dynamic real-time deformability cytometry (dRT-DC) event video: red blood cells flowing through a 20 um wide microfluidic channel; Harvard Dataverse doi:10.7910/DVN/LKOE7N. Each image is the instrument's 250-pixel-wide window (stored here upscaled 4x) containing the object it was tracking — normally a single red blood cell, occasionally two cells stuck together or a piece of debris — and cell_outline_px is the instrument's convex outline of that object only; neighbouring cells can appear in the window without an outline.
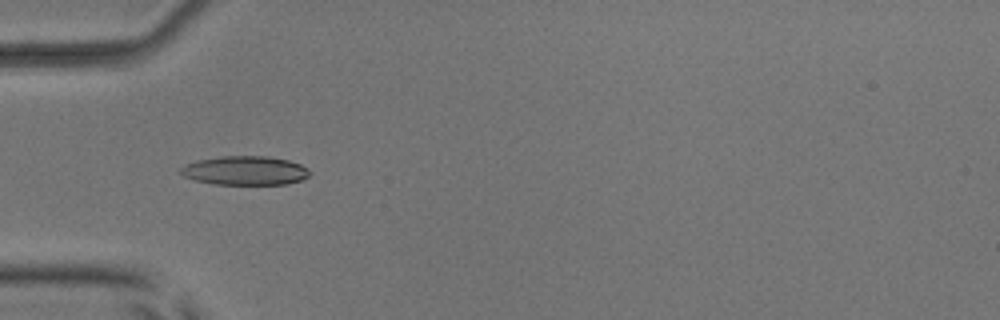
{"species": "common noctule bat (a hibernating species)", "species_latin": "Nyctalus noctula", "temperature_condition": "room temperature", "stored_images_in_passage": 7, "camera_frame_rate_fps": 3000, "um_per_image_px": 0.085, "animal": {"sex": "male", "body_mass_g": 17.9, "forearm_length_mm": 54.2}, "frame": {"image": 1, "passage_image": 5, "time_ms": 4.333, "image_size_px": [1000, 320], "cell_outline_px": [[312, 172], [308, 176], [300, 180], [288, 184], [212, 184], [196, 180], [184, 176], [180, 172], [180, 168], [184, 164], [196, 160], [220, 156], [268, 156], [288, 160], [300, 164]], "centroid_in_image_um": [20.81, 14.49], "position_along_channel_um": 64.2, "area_um2": 21.85}}
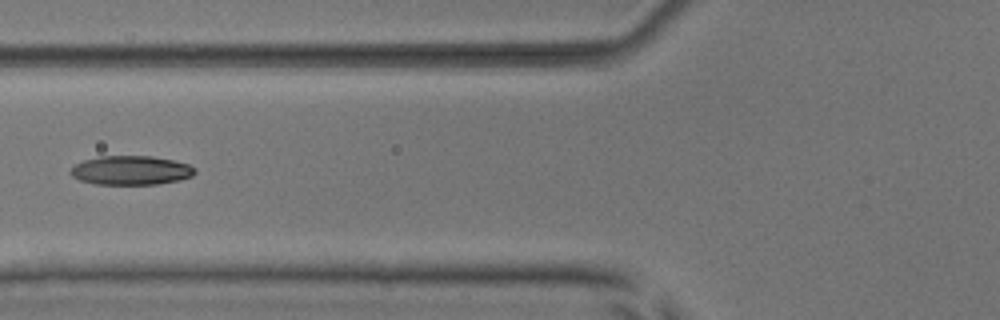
{"frame": {"image": 2, "passage_image": 6, "time_ms": 5.667, "image_size_px": [1000, 320], "cell_outline_px": [[196, 172], [192, 176], [180, 180], [156, 184], [96, 184], [80, 180], [72, 176], [68, 172], [76, 164], [84, 160], [100, 156], [152, 156], [172, 160], [188, 164], [196, 168]], "centroid_in_image_um": [11.14, 14.48], "position_along_channel_um": 114.7, "area_um2": 21.04}}
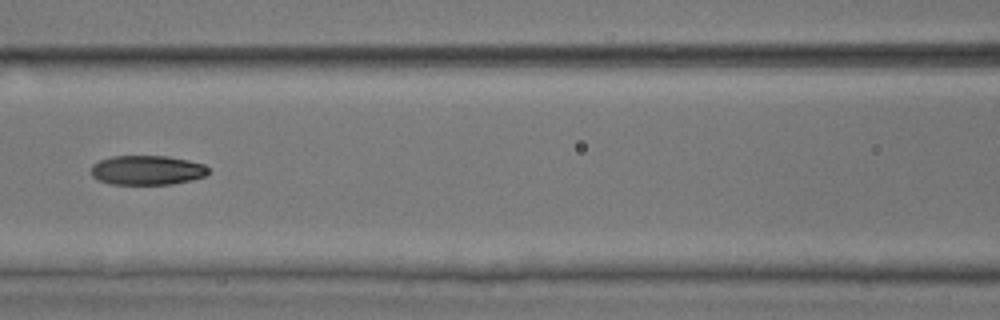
{"frame": {"image": 3, "passage_image": 7, "time_ms": 6.667, "image_size_px": [1000, 320], "cell_outline_px": [[208, 172], [204, 176], [192, 180], [172, 184], [112, 184], [100, 180], [92, 176], [92, 164], [100, 160], [112, 156], [168, 156], [188, 160], [204, 164], [208, 168]], "centroid_in_image_um": [12.51, 14.46], "position_along_channel_um": 154.1, "area_um2": 20.06}}